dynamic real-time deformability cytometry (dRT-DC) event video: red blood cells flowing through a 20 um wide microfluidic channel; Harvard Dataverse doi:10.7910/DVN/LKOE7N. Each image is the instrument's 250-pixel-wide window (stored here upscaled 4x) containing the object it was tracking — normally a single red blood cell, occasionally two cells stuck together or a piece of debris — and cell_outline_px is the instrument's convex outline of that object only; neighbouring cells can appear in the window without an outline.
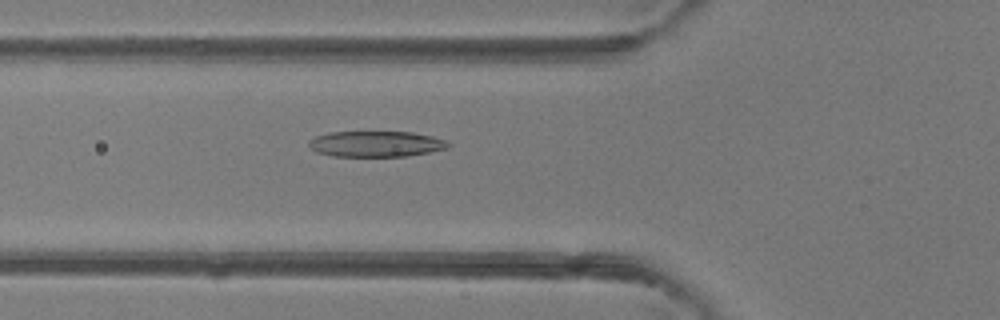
{"species": "common noctule bat (a hibernating species)", "species_latin": "Nyctalus noctula", "temperature_condition": "room temperature", "stored_images_in_passage": 47, "camera_frame_rate_fps": 3000, "um_per_image_px": 0.085, "animal": {"sex": "female"}, "frame": {"image": 1, "passage_image": 17, "time_ms": 5.333, "image_size_px": [1000, 320], "cell_outline_px": [[452, 144], [448, 148], [408, 156], [332, 156], [316, 152], [308, 144], [308, 140], [316, 136], [332, 132], [412, 132], [432, 136], [448, 140]], "centroid_in_image_um": [31.99, 12.23], "position_along_channel_um": 93.8, "area_um2": 20.98}}
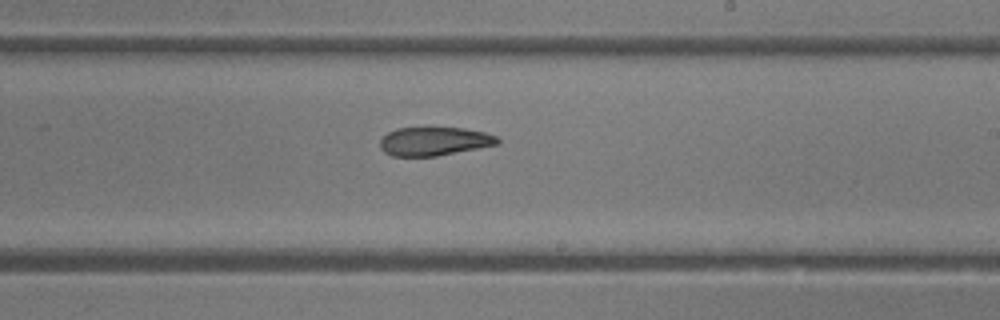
{"frame": {"image": 2, "passage_image": 28, "time_ms": 9.0, "image_size_px": [1000, 320], "cell_outline_px": [[500, 144], [436, 156], [392, 156], [384, 152], [380, 148], [380, 140], [388, 132], [396, 128], [464, 128], [484, 132], [496, 136], [500, 140]], "centroid_in_image_um": [36.91, 12.01], "position_along_channel_um": 252.1, "area_um2": 19.54}}
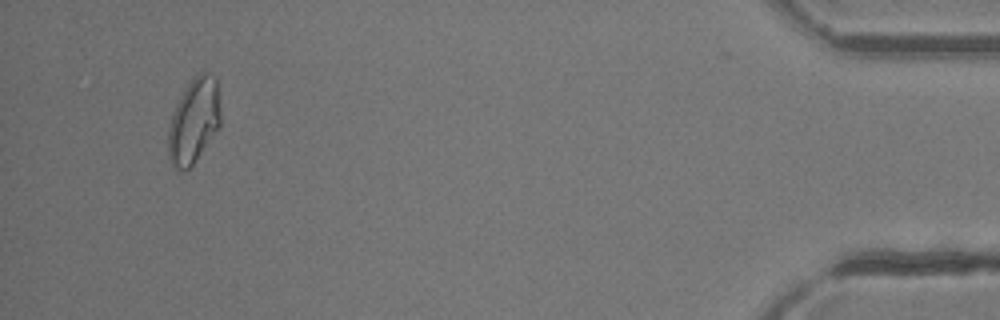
{"frame": {"image": 3, "passage_image": 45, "time_ms": 14.667, "image_size_px": [1000, 320], "cell_outline_px": [[220, 124], [192, 164], [184, 172], [180, 172], [172, 164], [168, 156], [168, 128], [172, 112], [180, 96], [192, 76], [204, 68], [216, 76], [220, 112]], "centroid_in_image_um": [16.46, 10.19], "position_along_channel_um": 418.7, "area_um2": 26.01}, "authors_computed_cell_mechanics": {"area_um2": 22.3108, "velocity_mm_per_s": 4.3064, "shape_relaxation_time_tau1_ms": 7.6316, "shape_relaxation_time_tau2_ms": 3.6061, "deformation_change_tau1": 0.2218, "deformation_change_tau2": 0.1188}}